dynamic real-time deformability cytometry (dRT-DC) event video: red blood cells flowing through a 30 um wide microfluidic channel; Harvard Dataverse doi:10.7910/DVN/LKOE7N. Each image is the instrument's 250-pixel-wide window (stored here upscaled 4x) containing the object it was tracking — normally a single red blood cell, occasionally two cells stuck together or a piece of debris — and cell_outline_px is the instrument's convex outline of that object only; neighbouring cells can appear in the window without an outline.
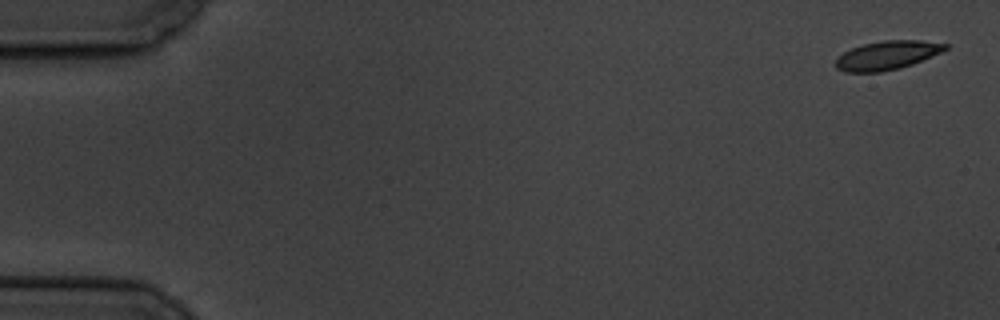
{"species": "common noctule bat (a hibernating species)", "species_latin": "Nyctalus noctula", "temperature_condition": "cold", "stored_images_in_passage": 6, "camera_frame_rate_fps": 3000, "um_per_image_px": 0.085, "animal": {"sex": "male", "body_mass_g": 19.5, "forearm_length_mm": 54.6}, "frame": {"image": 1, "passage_image": 1, "time_ms": 0.0, "image_size_px": [1000, 320], "cell_outline_px": [[948, 48], [940, 52], [912, 64], [900, 68], [880, 72], [844, 72], [836, 68], [836, 60], [844, 52], [852, 48], [864, 44], [884, 40], [920, 40], [948, 44]], "centroid_in_image_um": [75.39, 4.7], "position_along_channel_um": 9.6, "area_um2": 18.15}}
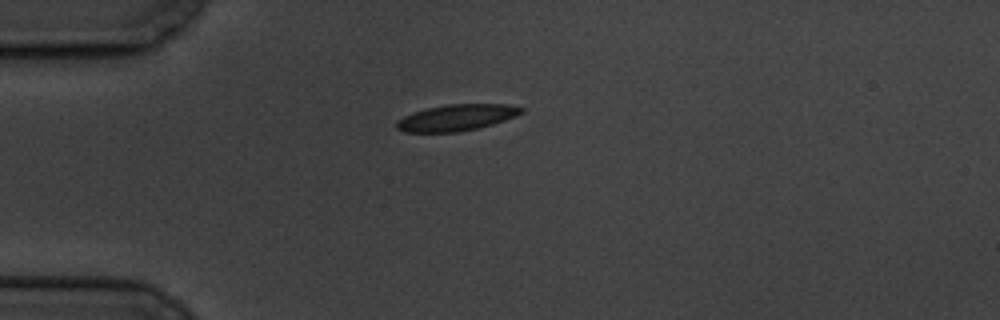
{"frame": {"image": 2, "passage_image": 4, "time_ms": 4.667, "image_size_px": [1000, 320], "cell_outline_px": [[524, 112], [516, 116], [492, 124], [460, 132], [404, 132], [396, 128], [396, 120], [412, 112], [428, 108], [448, 104], [504, 104], [524, 108]], "centroid_in_image_um": [38.78, 10.0], "position_along_channel_um": 46.2, "area_um2": 19.07}}
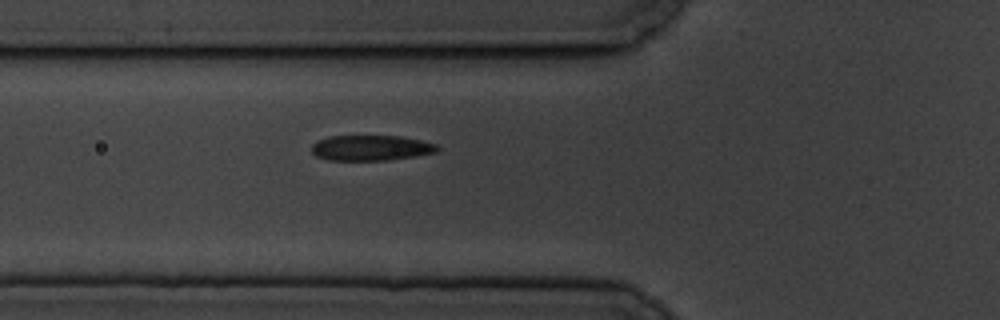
{"frame": {"image": 3, "passage_image": 6, "time_ms": 6.667, "image_size_px": [1000, 320], "cell_outline_px": [[440, 148], [436, 152], [416, 156], [388, 160], [328, 160], [316, 156], [312, 152], [312, 144], [316, 140], [328, 136], [400, 136], [420, 140], [436, 144]], "centroid_in_image_um": [31.51, 12.57], "position_along_channel_um": 94.3, "area_um2": 18.67}}